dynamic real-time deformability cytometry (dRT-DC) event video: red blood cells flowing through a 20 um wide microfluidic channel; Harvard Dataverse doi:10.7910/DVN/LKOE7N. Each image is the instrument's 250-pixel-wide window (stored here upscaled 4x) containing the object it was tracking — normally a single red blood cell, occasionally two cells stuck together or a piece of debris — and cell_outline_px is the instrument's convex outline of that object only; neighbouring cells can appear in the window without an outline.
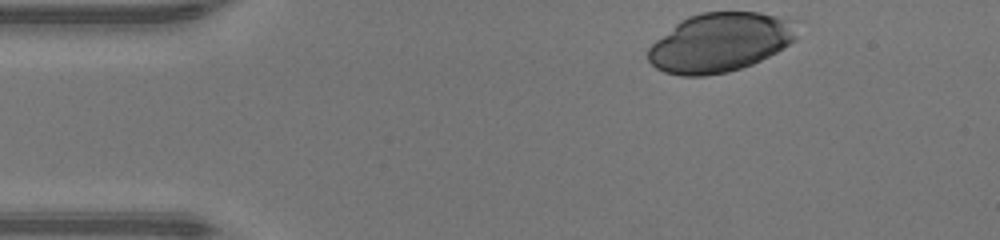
{"species": "human", "species_latin": "Homo sapiens", "temperature_condition": "warm", "stored_images_in_passage": 36, "camera_frame_rate_fps": 3000, "um_per_image_px": 0.085, "donor": {"sex": "male"}, "frame": {"image": 1, "passage_image": 1, "time_ms": 0.0, "image_size_px": [1000, 240], "cell_outline_px": [[804, 20], [796, 40], [776, 52], [752, 64], [728, 72], [704, 76], [680, 76], [664, 72], [656, 68], [648, 60], [648, 48], [656, 40], [680, 20], [688, 16], [700, 12], [760, 12]], "centroid_in_image_um": [61.3, 3.58], "position_along_channel_um": 23.7, "area_um2": 52.25}}